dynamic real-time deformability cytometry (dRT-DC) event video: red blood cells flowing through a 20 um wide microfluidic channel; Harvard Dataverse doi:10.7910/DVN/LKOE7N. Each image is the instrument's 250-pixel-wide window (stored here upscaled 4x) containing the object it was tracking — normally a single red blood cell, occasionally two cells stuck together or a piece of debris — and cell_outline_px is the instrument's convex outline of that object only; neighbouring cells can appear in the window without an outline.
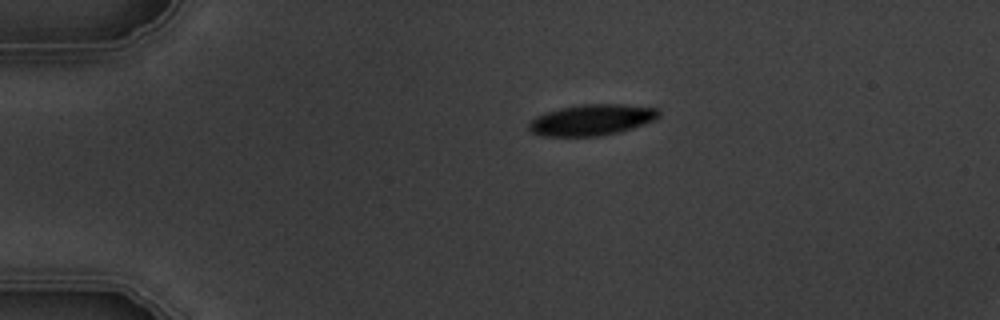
{"species": "common noctule bat (a hibernating species)", "species_latin": "Nyctalus noctula", "temperature_condition": "warm", "stored_images_in_passage": 3, "camera_frame_rate_fps": 3000, "um_per_image_px": 0.085, "animal": {"sex": "male", "body_mass_g": 19.5, "forearm_length_mm": 54.6}, "frame": {"image": 1, "passage_image": 1, "time_ms": 0.0, "image_size_px": [1000, 320], "cell_outline_px": [[660, 116], [656, 120], [620, 132], [600, 136], [544, 136], [532, 132], [528, 128], [528, 124], [536, 116], [544, 112], [560, 108], [580, 104], [624, 104], [660, 108]], "centroid_in_image_um": [50.34, 10.18], "position_along_channel_um": 34.7, "area_um2": 23.76}}
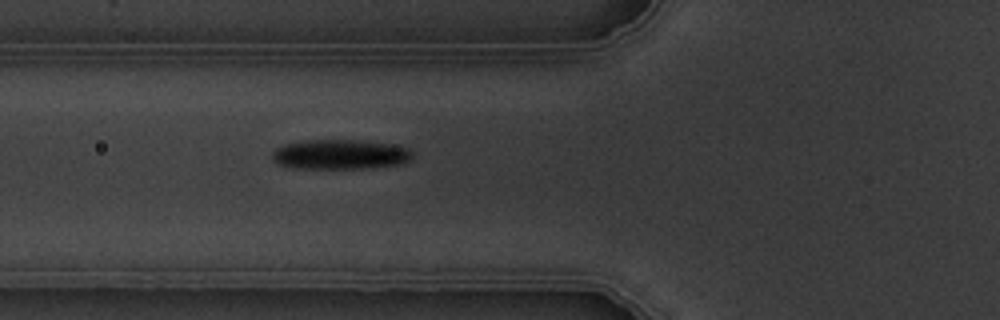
{"frame": {"image": 2, "passage_image": 3, "time_ms": 3.0, "image_size_px": [1000, 320], "cell_outline_px": [[412, 156], [404, 164], [372, 168], [292, 168], [280, 164], [272, 160], [272, 152], [276, 148], [284, 144], [308, 140], [356, 140], [392, 144], [408, 148], [412, 152]], "centroid_in_image_um": [28.92, 13.13], "position_along_channel_um": 96.9, "area_um2": 24.39}}